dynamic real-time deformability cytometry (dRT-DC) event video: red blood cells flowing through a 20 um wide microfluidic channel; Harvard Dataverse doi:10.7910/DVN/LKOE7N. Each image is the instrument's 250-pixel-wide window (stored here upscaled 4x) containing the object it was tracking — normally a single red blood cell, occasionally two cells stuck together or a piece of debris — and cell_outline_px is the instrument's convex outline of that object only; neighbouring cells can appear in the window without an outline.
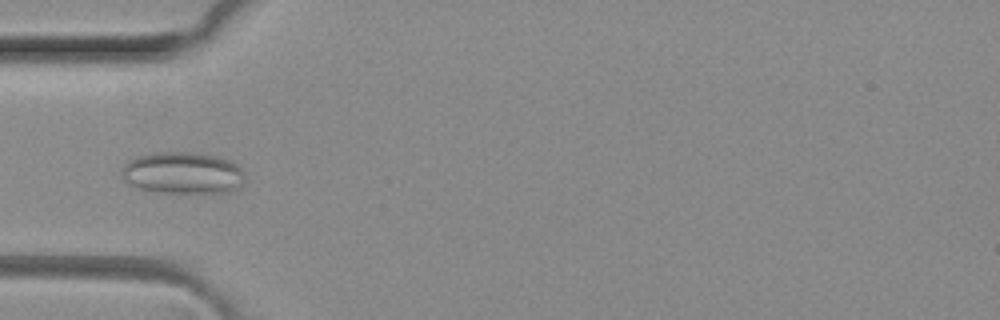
{"species": "common noctule bat (a hibernating species)", "species_latin": "Nyctalus noctula", "temperature_condition": "room temperature", "stored_images_in_passage": 6, "camera_frame_rate_fps": 3000, "um_per_image_px": 0.085, "animal": {"sex": "female", "body_mass_g": 29.2, "forearm_length_mm": 56.3}, "frame": {"image": 1, "passage_image": 4, "time_ms": 1.0, "image_size_px": [1000, 320], "cell_outline_px": [[244, 180], [232, 192], [160, 192], [140, 188], [124, 180], [124, 164], [128, 160], [136, 156], [156, 152], [188, 152], [220, 156], [236, 164], [244, 172]], "centroid_in_image_um": [15.56, 14.68], "position_along_channel_um": 69.4, "area_um2": 29.71}}